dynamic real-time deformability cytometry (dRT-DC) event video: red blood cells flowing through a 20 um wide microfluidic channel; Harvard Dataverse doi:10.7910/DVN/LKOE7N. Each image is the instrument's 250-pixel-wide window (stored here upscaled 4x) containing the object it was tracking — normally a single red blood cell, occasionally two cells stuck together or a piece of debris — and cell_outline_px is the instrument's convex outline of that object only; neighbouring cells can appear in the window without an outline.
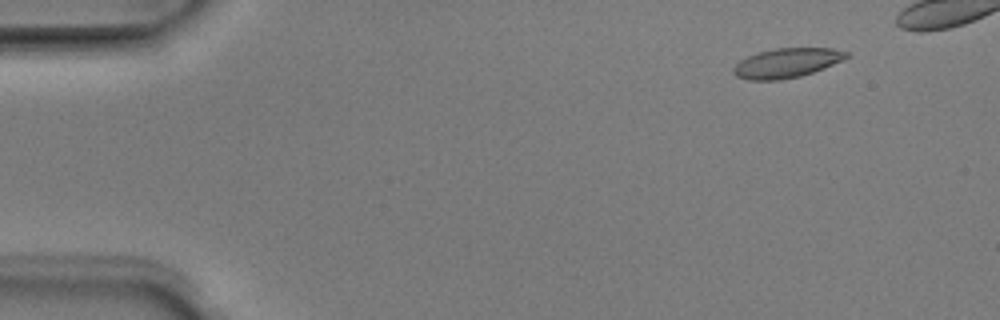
{"species": "Egyptian fruit bat (a non-hibernating species)", "species_latin": "Rousettus aegyptiacus", "temperature_condition": "room temperature", "stored_images_in_passage": 5, "camera_frame_rate_fps": 3000, "um_per_image_px": 0.085, "animal": {"sex": "male"}, "frame": {"image": 1, "passage_image": 2, "time_ms": 0.333, "image_size_px": [1000, 320], "cell_outline_px": [[852, 56], [844, 60], [824, 68], [800, 76], [780, 80], [748, 80], [736, 76], [732, 72], [732, 68], [740, 60], [756, 52], [776, 48], [832, 48], [848, 52]], "centroid_in_image_um": [66.88, 5.35], "position_along_channel_um": 18.1, "area_um2": 19.59}}